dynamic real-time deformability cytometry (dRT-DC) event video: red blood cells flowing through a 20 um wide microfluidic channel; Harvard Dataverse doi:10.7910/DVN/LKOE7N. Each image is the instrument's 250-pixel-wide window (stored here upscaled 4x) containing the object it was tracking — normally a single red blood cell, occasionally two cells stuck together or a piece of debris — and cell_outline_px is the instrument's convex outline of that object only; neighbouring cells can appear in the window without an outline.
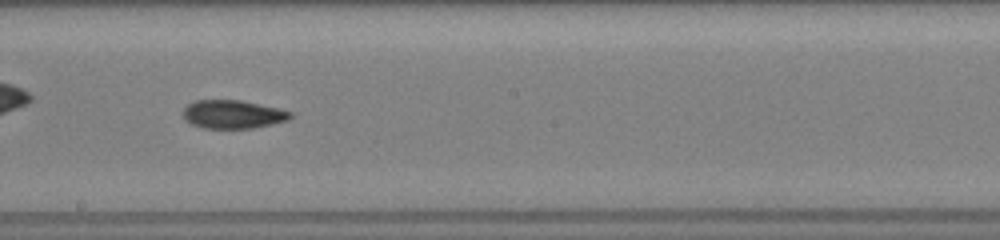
{"species": "common noctule bat (a hibernating species)", "species_latin": "Nyctalus noctula", "temperature_condition": "room temperature", "stored_images_in_passage": 38, "camera_frame_rate_fps": 3000, "um_per_image_px": 0.085, "animal": {"sex": "female", "body_mass_g": 19.5, "forearm_length_mm": 54.1}, "frame": {"image": 1, "passage_image": 22, "time_ms": 7.0, "image_size_px": [1000, 240], "cell_outline_px": [[292, 116], [288, 120], [272, 124], [252, 128], [204, 128], [192, 124], [184, 120], [180, 112], [188, 104], [196, 100], [240, 100], [280, 108], [292, 112]], "centroid_in_image_um": [19.76, 9.71], "position_along_channel_um": 228.4, "area_um2": 17.92}}